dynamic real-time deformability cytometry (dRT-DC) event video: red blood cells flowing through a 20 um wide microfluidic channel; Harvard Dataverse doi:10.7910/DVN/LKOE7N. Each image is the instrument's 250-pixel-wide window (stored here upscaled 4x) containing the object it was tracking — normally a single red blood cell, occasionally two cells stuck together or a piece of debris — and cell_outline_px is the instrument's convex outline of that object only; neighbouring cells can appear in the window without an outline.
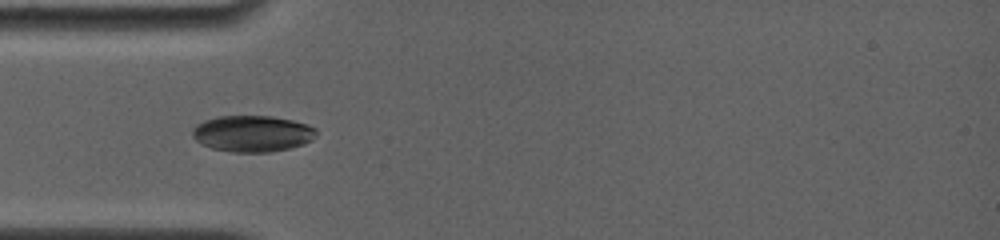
{"species": "common noctule bat (a hibernating species)", "species_latin": "Nyctalus noctula", "temperature_condition": "room temperature", "stored_images_in_passage": 40, "camera_frame_rate_fps": 4000, "um_per_image_px": 0.085, "animal": {"sex": "female", "body_mass_g": 19.0, "forearm_length_mm": 56.7}, "frame": {"image": 1, "passage_image": 1, "time_ms": 0.0, "image_size_px": [1000, 240], "cell_outline_px": [[316, 132], [312, 140], [304, 144], [288, 148], [268, 152], [232, 152], [212, 148], [196, 140], [192, 136], [192, 128], [196, 124], [204, 120], [216, 116], [272, 116], [292, 120], [308, 124], [316, 128]], "centroid_in_image_um": [21.44, 11.34], "position_along_channel_um": 63.6, "area_um2": 26.24}}
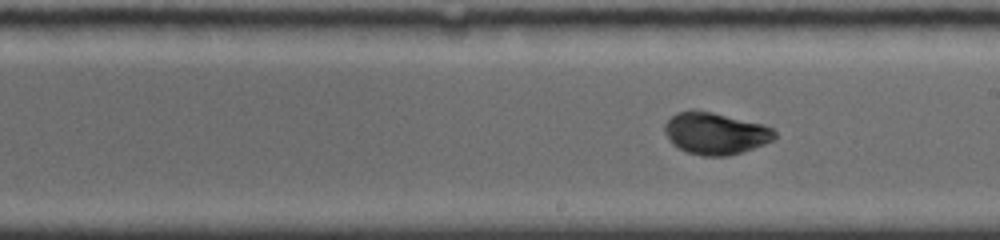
{"frame": {"image": 2, "passage_image": 18, "time_ms": 4.25, "image_size_px": [1000, 240], "cell_outline_px": [[776, 136], [772, 140], [764, 144], [728, 156], [700, 156], [688, 152], [672, 144], [664, 132], [664, 124], [676, 112], [692, 108], [712, 112], [764, 124], [772, 128], [776, 132]], "centroid_in_image_um": [60.78, 11.32], "position_along_channel_um": 228.2, "area_um2": 26.99}}
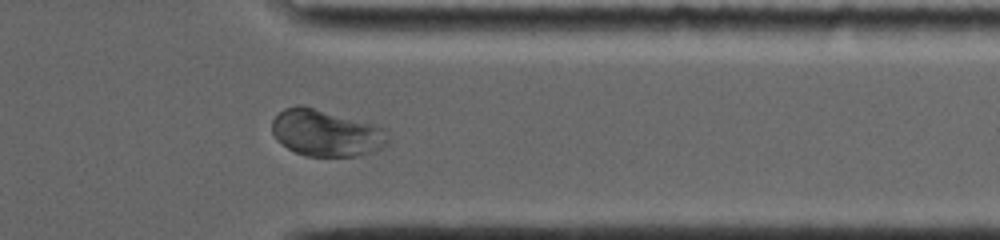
{"frame": {"image": 3, "passage_image": 34, "time_ms": 8.25, "image_size_px": [1000, 240], "cell_outline_px": [[388, 144], [376, 152], [356, 156], [304, 156], [288, 148], [276, 140], [272, 132], [272, 120], [284, 108], [296, 104], [304, 104], [388, 128]], "centroid_in_image_um": [27.75, 11.29], "position_along_channel_um": 383.6, "area_um2": 32.19}, "authors_computed_cell_mechanics": {"area_um2": 27.1082, "velocity_mm_per_s": 3.8755, "shape_relaxation_time_tau1_ms": 3.6755, "shape_relaxation_time_tau2_ms": null, "deformation_change_tau1": 0.1013, "deformation_change_tau2": null}}